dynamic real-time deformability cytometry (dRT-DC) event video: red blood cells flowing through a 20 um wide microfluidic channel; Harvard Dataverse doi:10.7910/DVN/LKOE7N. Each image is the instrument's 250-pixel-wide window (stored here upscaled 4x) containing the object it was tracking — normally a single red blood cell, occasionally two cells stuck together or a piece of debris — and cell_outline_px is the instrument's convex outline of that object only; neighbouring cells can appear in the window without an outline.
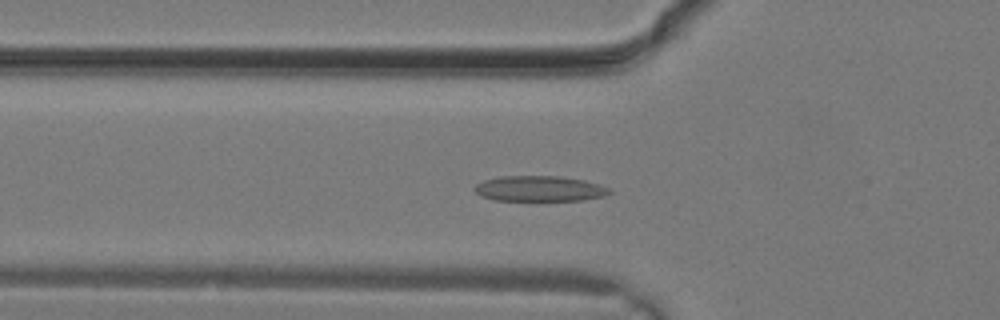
{"species": "common noctule bat (a hibernating species)", "species_latin": "Nyctalus noctula", "temperature_condition": "warm", "stored_images_in_passage": 27, "camera_frame_rate_fps": 3000, "um_per_image_px": 0.085, "animal": {"sex": "male", "body_mass_g": 19.2, "forearm_length_mm": 51.8}, "frame": {"image": 1, "passage_image": 8, "time_ms": 2.333, "image_size_px": [1000, 320], "cell_outline_px": [[612, 192], [604, 196], [584, 200], [492, 200], [480, 196], [472, 188], [476, 184], [484, 180], [500, 176], [560, 176], [584, 180], [600, 184], [612, 188]], "centroid_in_image_um": [45.87, 16.03], "position_along_channel_um": 79.9, "area_um2": 20.23}}
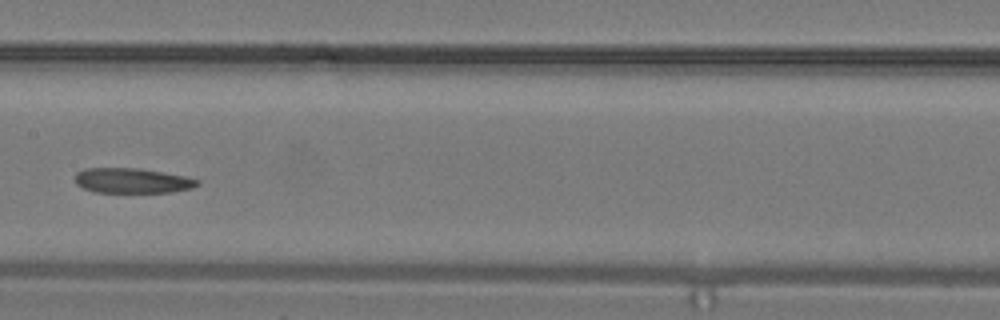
{"frame": {"image": 2, "passage_image": 13, "time_ms": 4.0, "image_size_px": [1000, 320], "cell_outline_px": [[200, 184], [192, 188], [172, 192], [96, 192], [84, 188], [76, 184], [76, 172], [84, 168], [136, 168], [184, 176], [200, 180]], "centroid_in_image_um": [11.24, 15.35], "position_along_channel_um": 196.2, "area_um2": 17.69}}
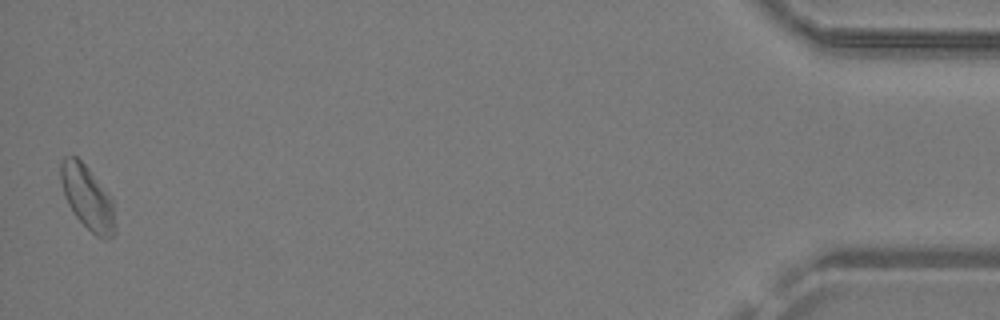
{"frame": {"image": 3, "passage_image": 27, "time_ms": 8.667, "image_size_px": [1000, 320], "cell_outline_px": [[112, 236], [108, 240], [104, 240], [96, 236], [76, 216], [68, 204], [64, 196], [60, 180], [60, 164], [64, 156], [76, 156], [88, 168], [108, 192], [112, 200]], "centroid_in_image_um": [7.37, 16.74], "position_along_channel_um": 427.8, "area_um2": 19.71}}